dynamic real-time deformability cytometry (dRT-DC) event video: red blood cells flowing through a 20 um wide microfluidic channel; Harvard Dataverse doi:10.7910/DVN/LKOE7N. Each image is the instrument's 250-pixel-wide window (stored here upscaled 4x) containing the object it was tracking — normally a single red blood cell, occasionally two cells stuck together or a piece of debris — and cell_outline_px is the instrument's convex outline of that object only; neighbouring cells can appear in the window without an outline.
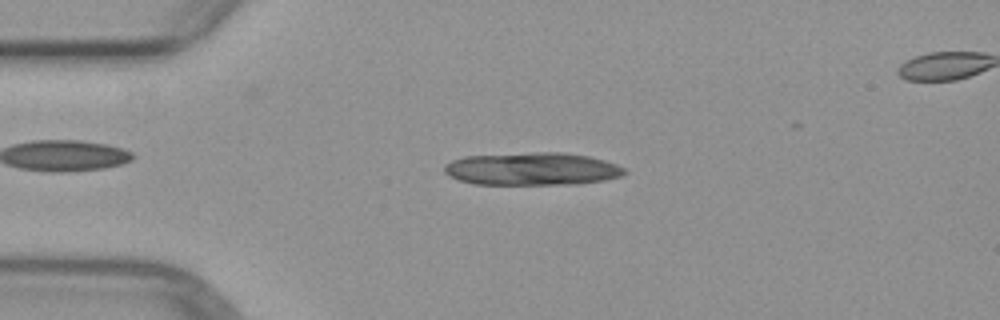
{"species": "common noctule bat (a hibernating species)", "species_latin": "Nyctalus noctula", "temperature_condition": "warm", "stored_images_in_passage": 3, "segment_of_instrument_passage": [1, 2], "camera_frame_rate_fps": 3000, "um_per_image_px": 0.085, "animal": {"sex": "female", "body_mass_g": 29.2, "forearm_length_mm": 56.3}, "frame": {"image": 1, "passage_image": 1, "time_ms": 0.0, "image_size_px": [1000, 320], "cell_outline_px": [[628, 172], [620, 176], [604, 180], [576, 184], [472, 184], [448, 176], [444, 172], [444, 164], [452, 160], [464, 156], [536, 152], [564, 152], [588, 156], [604, 160], [628, 168]], "centroid_in_image_um": [45.24, 14.35], "position_along_channel_um": 39.8, "area_um2": 34.62}}